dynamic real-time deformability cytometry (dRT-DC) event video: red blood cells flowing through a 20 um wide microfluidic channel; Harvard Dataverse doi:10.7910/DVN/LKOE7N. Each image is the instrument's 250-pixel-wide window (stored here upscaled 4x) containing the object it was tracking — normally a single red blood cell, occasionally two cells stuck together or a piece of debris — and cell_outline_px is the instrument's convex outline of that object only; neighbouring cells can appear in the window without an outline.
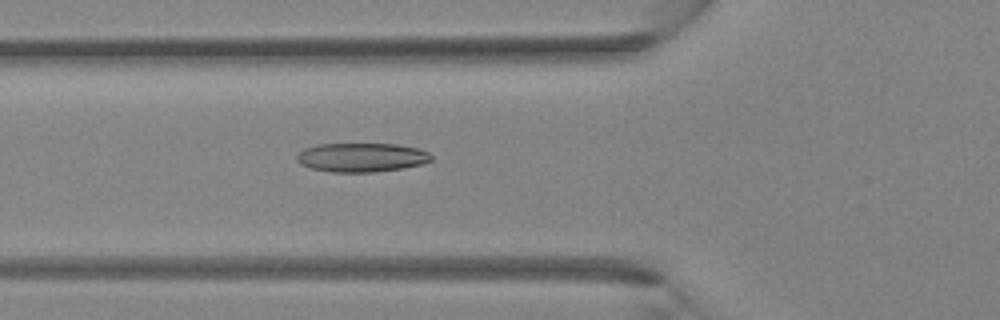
{"species": "Egyptian fruit bat (a non-hibernating species)", "species_latin": "Rousettus aegyptiacus", "temperature_condition": "room temperature", "stored_images_in_passage": 28, "camera_frame_rate_fps": 3000, "um_per_image_px": 0.085, "animal": {"sex": "female"}, "frame": {"image": 1, "passage_image": 4, "time_ms": 1.0, "image_size_px": [1000, 320], "cell_outline_px": [[432, 160], [420, 164], [400, 168], [372, 172], [332, 172], [312, 168], [300, 164], [296, 160], [296, 156], [304, 148], [320, 144], [396, 144], [416, 148], [428, 152], [432, 156]], "centroid_in_image_um": [30.7, 13.37], "position_along_channel_um": 95.1, "area_um2": 22.48}}
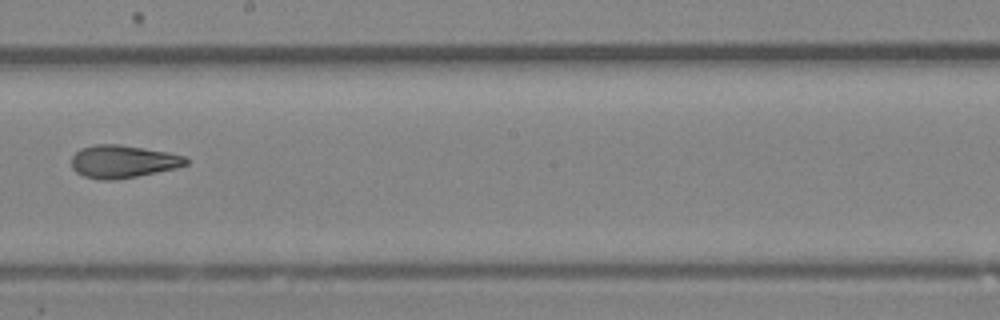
{"frame": {"image": 2, "passage_image": 12, "time_ms": 3.667, "image_size_px": [1000, 320], "cell_outline_px": [[188, 164], [176, 168], [116, 180], [100, 180], [84, 176], [76, 172], [72, 168], [72, 156], [80, 148], [96, 144], [120, 144], [168, 152], [184, 156], [188, 160]], "centroid_in_image_um": [10.43, 13.72], "position_along_channel_um": 237.8, "area_um2": 21.85}}
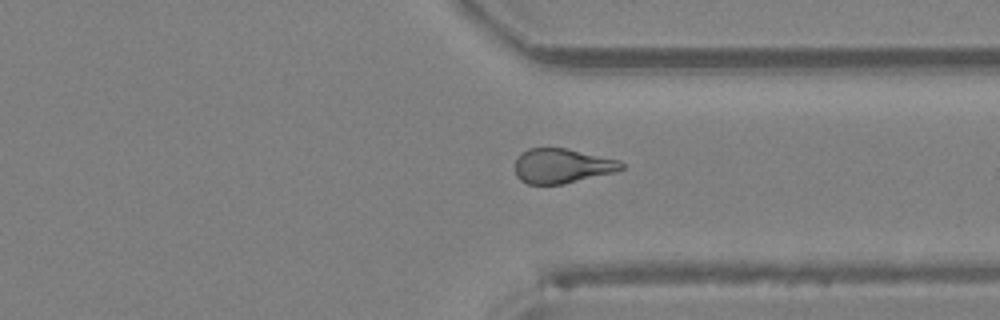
{"frame": {"image": 3, "passage_image": 19, "time_ms": 6.0, "image_size_px": [1000, 320], "cell_outline_px": [[624, 168], [616, 172], [564, 184], [528, 184], [520, 180], [516, 176], [516, 160], [520, 152], [528, 148], [568, 148], [620, 160], [624, 164]], "centroid_in_image_um": [47.79, 14.09], "position_along_channel_um": 363.6, "area_um2": 21.73}}